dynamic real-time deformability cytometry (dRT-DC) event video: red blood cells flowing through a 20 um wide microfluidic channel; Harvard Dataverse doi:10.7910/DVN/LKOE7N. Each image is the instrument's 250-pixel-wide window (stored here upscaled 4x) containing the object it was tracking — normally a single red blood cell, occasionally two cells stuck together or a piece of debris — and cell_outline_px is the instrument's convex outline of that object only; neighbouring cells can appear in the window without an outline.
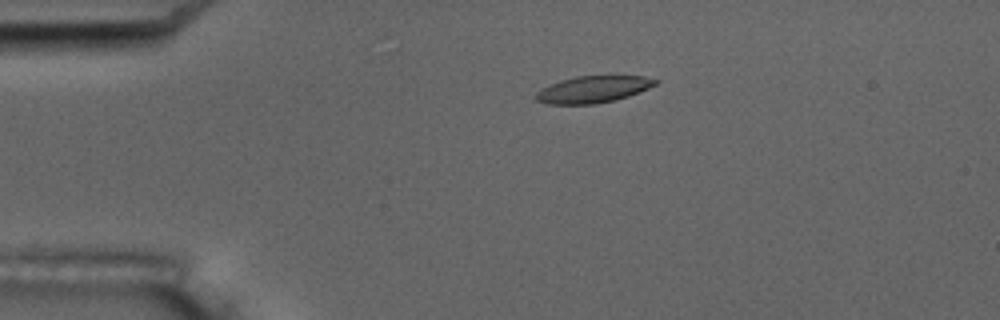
{"species": "common noctule bat (a hibernating species)", "species_latin": "Nyctalus noctula", "temperature_condition": "room temperature", "stored_images_in_passage": 13, "camera_frame_rate_fps": 3000, "um_per_image_px": 0.085, "animal": {"sex": "male", "body_mass_g": 17.5, "forearm_length_mm": 52.3}, "frame": {"image": 1, "passage_image": 4, "time_ms": 3.667, "image_size_px": [1000, 320], "cell_outline_px": [[660, 80], [656, 84], [648, 88], [628, 96], [616, 100], [596, 104], [548, 104], [536, 100], [536, 92], [548, 84], [560, 80], [576, 76], [644, 76]], "centroid_in_image_um": [50.4, 7.59], "position_along_channel_um": 34.6, "area_um2": 18.67}}
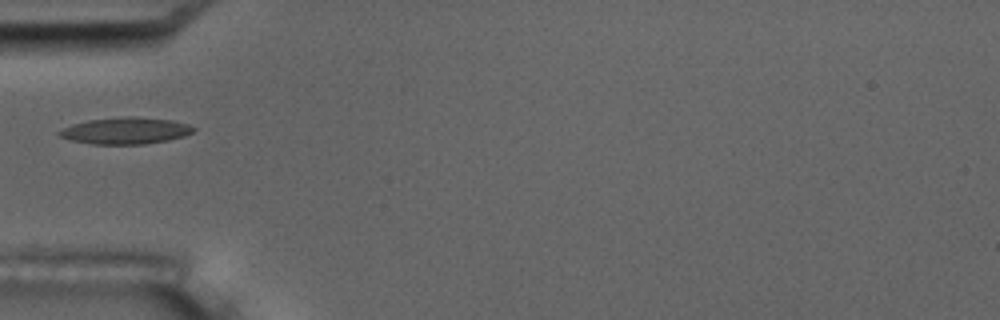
{"frame": {"image": 2, "passage_image": 6, "time_ms": 6.0, "image_size_px": [1000, 320], "cell_outline_px": [[196, 128], [192, 132], [184, 136], [168, 140], [144, 144], [92, 144], [72, 140], [60, 136], [56, 132], [72, 124], [88, 120], [128, 116], [136, 116], [172, 120], [188, 124]], "centroid_in_image_um": [10.69, 11.1], "position_along_channel_um": 74.3, "area_um2": 20.75}}
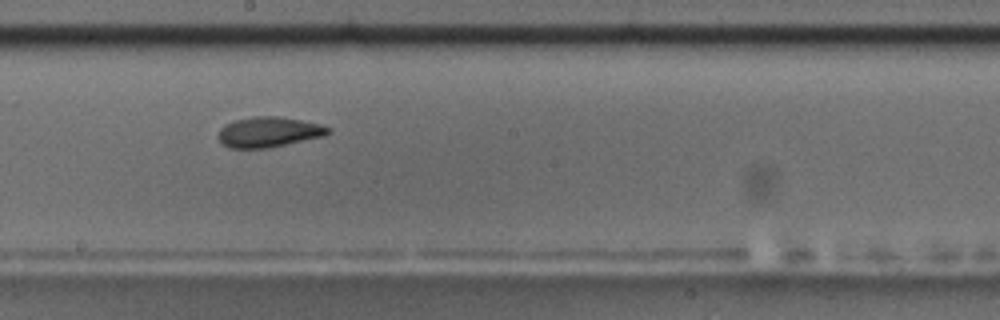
{"frame": {"image": 3, "passage_image": 10, "time_ms": 10.333, "image_size_px": [1000, 320], "cell_outline_px": [[332, 132], [324, 136], [268, 148], [232, 148], [224, 144], [220, 140], [220, 128], [224, 124], [236, 120], [252, 116], [276, 116], [300, 120], [320, 124], [332, 128]], "centroid_in_image_um": [22.89, 11.21], "position_along_channel_um": 225.3, "area_um2": 19.25}}